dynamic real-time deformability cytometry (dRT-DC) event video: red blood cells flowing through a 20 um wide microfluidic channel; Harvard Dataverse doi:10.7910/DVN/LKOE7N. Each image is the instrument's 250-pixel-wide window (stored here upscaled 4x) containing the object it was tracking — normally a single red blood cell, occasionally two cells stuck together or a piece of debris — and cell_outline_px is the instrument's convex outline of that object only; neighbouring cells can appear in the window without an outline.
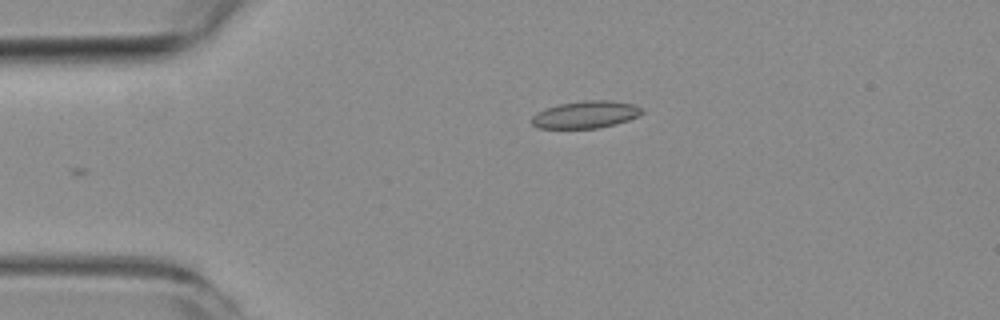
{"species": "common noctule bat (a hibernating species)", "species_latin": "Nyctalus noctula", "temperature_condition": "room temperature", "stored_images_in_passage": 3, "camera_frame_rate_fps": 3000, "um_per_image_px": 0.085, "animal": {"sex": "female", "body_mass_g": 19.3, "forearm_length_mm": 54.1}, "frame": {"image": 1, "passage_image": 1, "time_ms": 0.0, "image_size_px": [1000, 320], "cell_outline_px": [[644, 112], [628, 120], [616, 124], [600, 128], [536, 128], [532, 124], [532, 116], [536, 112], [560, 104], [584, 100], [612, 100], [632, 104], [644, 108]], "centroid_in_image_um": [49.8, 9.74], "position_along_channel_um": 35.2, "area_um2": 17.51}}
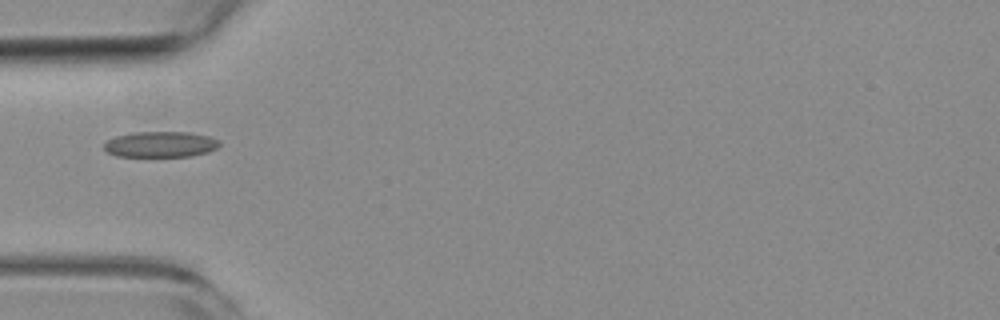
{"frame": {"image": 2, "passage_image": 3, "time_ms": 2.0, "image_size_px": [1000, 320], "cell_outline_px": [[220, 144], [216, 148], [208, 152], [192, 156], [116, 156], [108, 152], [104, 148], [104, 144], [108, 140], [116, 136], [132, 132], [188, 132], [208, 136], [220, 140]], "centroid_in_image_um": [13.66, 12.26], "position_along_channel_um": 71.3, "area_um2": 17.28}}